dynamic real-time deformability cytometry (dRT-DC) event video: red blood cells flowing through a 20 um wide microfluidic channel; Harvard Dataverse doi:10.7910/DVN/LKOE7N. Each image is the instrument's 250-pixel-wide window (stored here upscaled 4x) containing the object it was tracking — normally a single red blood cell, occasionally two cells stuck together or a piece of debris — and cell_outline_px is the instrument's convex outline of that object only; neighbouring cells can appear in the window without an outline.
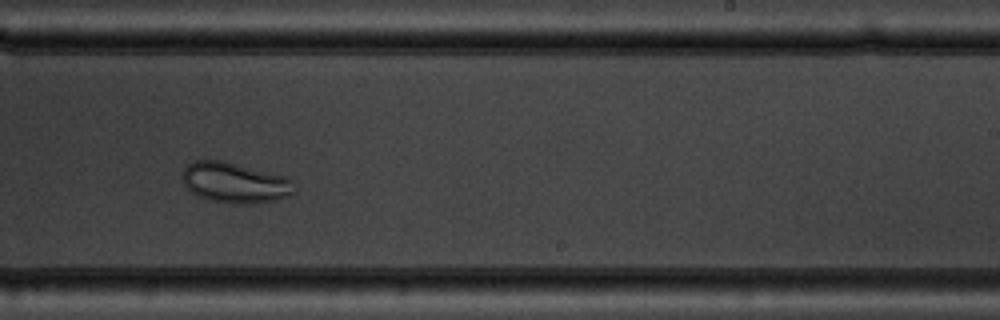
{"species": "common noctule bat (a hibernating species)", "species_latin": "Nyctalus noctula", "temperature_condition": "warm", "stored_images_in_passage": 14, "camera_frame_rate_fps": 3000, "um_per_image_px": 0.085, "animal": {"sex": "male", "body_mass_g": 19.5, "forearm_length_mm": 54.6}, "frame": {"image": 1, "passage_image": 8, "time_ms": 8.0, "image_size_px": [1000, 320], "cell_outline_px": [[292, 192], [288, 196], [276, 200], [256, 204], [236, 204], [208, 200], [192, 192], [184, 184], [180, 176], [184, 168], [192, 160], [220, 160], [288, 176], [292, 180]], "centroid_in_image_um": [19.94, 15.52], "position_along_channel_um": 269.1, "area_um2": 26.53}}
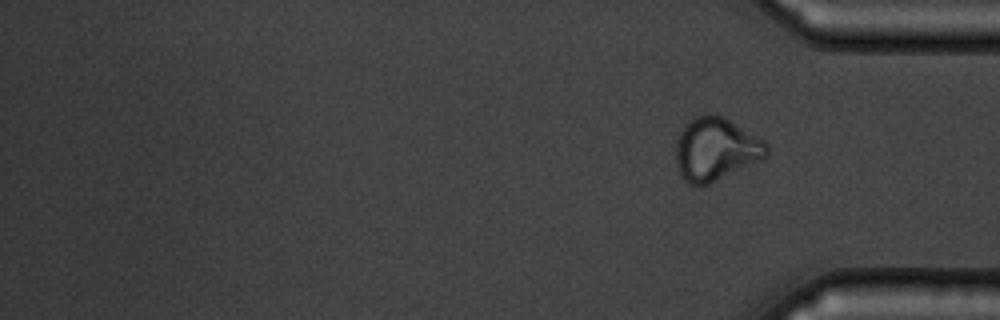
{"frame": {"image": 2, "passage_image": 14, "time_ms": 15.667, "image_size_px": [1000, 320], "cell_outline_px": [[768, 156], [764, 160], [708, 184], [688, 184], [684, 180], [676, 164], [676, 140], [684, 124], [688, 120], [704, 112], [708, 112], [720, 116], [728, 120], [764, 140], [768, 144]], "centroid_in_image_um": [60.84, 12.67], "position_along_channel_um": 374.4, "area_um2": 33.52}}